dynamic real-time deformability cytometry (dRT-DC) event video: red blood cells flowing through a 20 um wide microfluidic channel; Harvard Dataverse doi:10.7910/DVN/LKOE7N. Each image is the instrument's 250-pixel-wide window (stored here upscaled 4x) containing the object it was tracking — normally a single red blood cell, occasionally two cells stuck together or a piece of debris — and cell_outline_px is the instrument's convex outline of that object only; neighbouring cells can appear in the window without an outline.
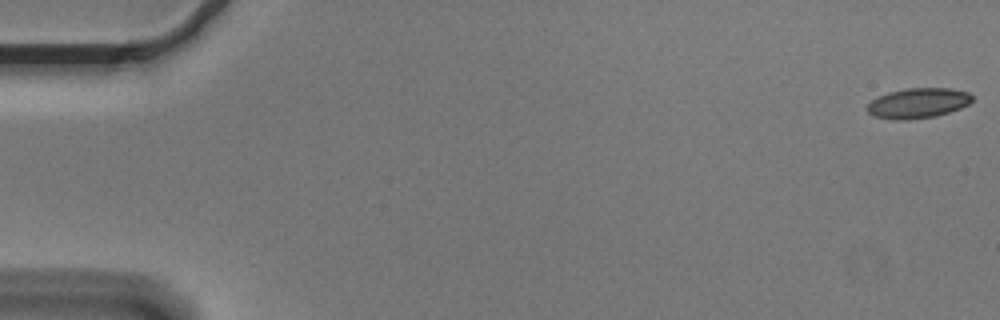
{"species": "Egyptian fruit bat (a non-hibernating species)", "species_latin": "Rousettus aegyptiacus", "temperature_condition": "cold", "stored_images_in_passage": 56, "camera_frame_rate_fps": 3000, "um_per_image_px": 0.085, "animal": {"sex": "male"}, "frame": {"image": 1, "passage_image": 1, "time_ms": 0.0, "image_size_px": [1000, 320], "cell_outline_px": [[972, 100], [968, 104], [960, 108], [936, 116], [908, 120], [892, 120], [872, 116], [868, 112], [868, 104], [872, 100], [888, 92], [908, 88], [952, 88], [968, 92], [972, 96]], "centroid_in_image_um": [78.02, 8.77], "position_along_channel_um": 7.0, "area_um2": 18.44}}
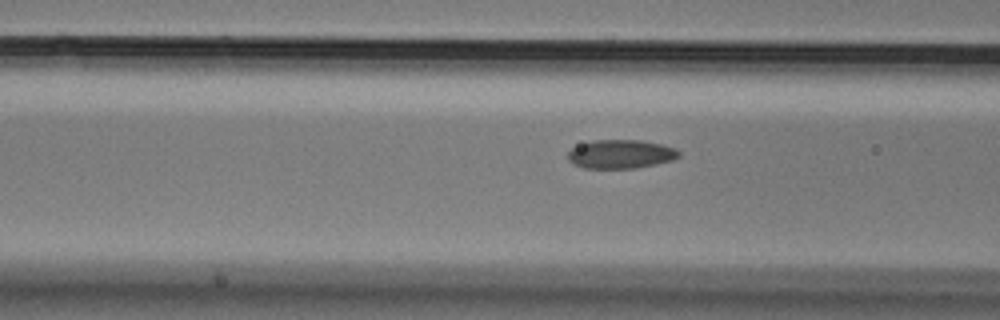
{"frame": {"image": 2, "passage_image": 22, "time_ms": 7.0, "image_size_px": [1000, 320], "cell_outline_px": [[680, 156], [672, 160], [656, 164], [636, 168], [584, 168], [572, 164], [568, 160], [568, 152], [572, 148], [580, 144], [592, 140], [640, 140], [660, 144], [676, 148], [680, 152]], "centroid_in_image_um": [52.75, 13.1], "position_along_channel_um": 113.9, "area_um2": 18.67}}
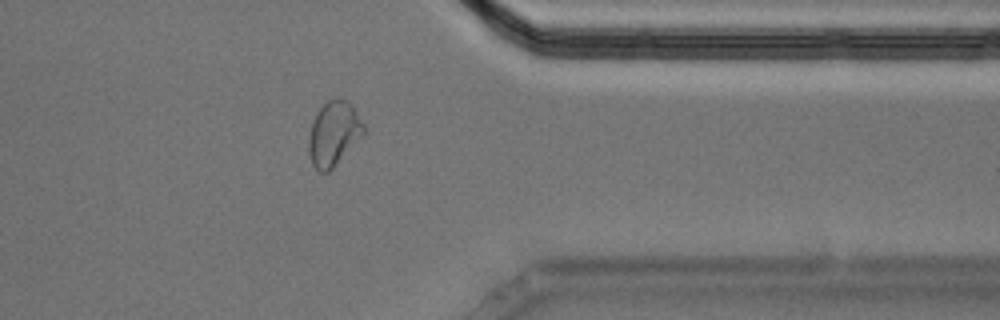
{"frame": {"image": 3, "passage_image": 45, "time_ms": 14.667, "image_size_px": [1000, 320], "cell_outline_px": [[364, 132], [332, 168], [328, 172], [320, 172], [312, 164], [308, 148], [308, 140], [312, 124], [316, 112], [328, 100], [336, 96], [348, 100], [352, 104], [364, 124]], "centroid_in_image_um": [28.35, 11.3], "position_along_channel_um": 383.1, "area_um2": 20.35}, "authors_computed_cell_mechanics": {"area_um2": 18.6694, "velocity_mm_per_s": 3.6261, "shape_relaxation_time_tau1_ms": 7.4086, "shape_relaxation_time_tau2_ms": 1.672, "deformation_change_tau1": 0.1309, "deformation_change_tau2": 0.0568}}